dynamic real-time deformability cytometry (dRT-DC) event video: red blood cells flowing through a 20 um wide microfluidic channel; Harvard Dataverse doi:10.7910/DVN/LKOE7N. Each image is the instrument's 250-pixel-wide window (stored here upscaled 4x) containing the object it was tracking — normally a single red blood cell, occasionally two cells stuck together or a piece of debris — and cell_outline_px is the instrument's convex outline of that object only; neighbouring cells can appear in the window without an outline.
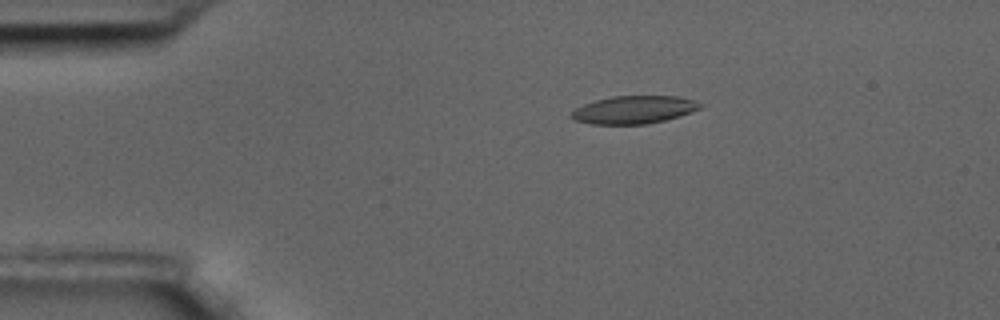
{"species": "common noctule bat (a hibernating species)", "species_latin": "Nyctalus noctula", "temperature_condition": "room temperature", "stored_images_in_passage": 59, "camera_frame_rate_fps": 3000, "um_per_image_px": 0.085, "animal": {"sex": "male", "body_mass_g": 17.5, "forearm_length_mm": 52.3}, "frame": {"image": 1, "passage_image": 12, "time_ms": 3.667, "image_size_px": [1000, 320], "cell_outline_px": [[704, 104], [700, 108], [692, 112], [680, 116], [664, 120], [644, 124], [592, 124], [572, 120], [568, 116], [576, 108], [584, 104], [596, 100], [612, 96], [680, 96], [696, 100]], "centroid_in_image_um": [53.89, 9.32], "position_along_channel_um": 31.1, "area_um2": 21.04}}
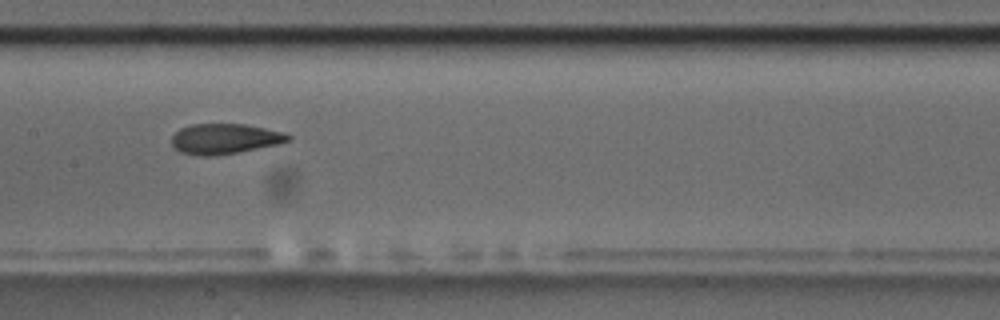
{"frame": {"image": 2, "passage_image": 30, "time_ms": 9.667, "image_size_px": [1000, 320], "cell_outline_px": [[292, 140], [280, 144], [216, 156], [200, 156], [180, 152], [172, 144], [172, 136], [180, 128], [192, 124], [244, 124], [284, 132], [292, 136]], "centroid_in_image_um": [19.13, 11.8], "position_along_channel_um": 188.3, "area_um2": 20.63}}
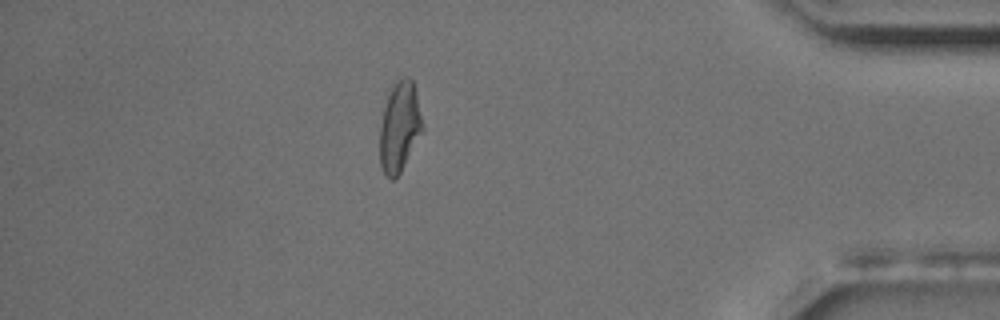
{"frame": {"image": 3, "passage_image": 52, "time_ms": 17.0, "image_size_px": [1000, 320], "cell_outline_px": [[424, 128], [400, 172], [392, 180], [384, 172], [380, 164], [380, 124], [384, 108], [392, 84], [396, 80], [404, 76], [408, 76], [412, 80], [416, 92]], "centroid_in_image_um": [33.96, 10.74], "position_along_channel_um": 401.2, "area_um2": 22.14}, "authors_computed_cell_mechanics": {"area_um2": 21.4438, "velocity_mm_per_s": 3.4423, "shape_relaxation_time_tau1_ms": 7.1218, "shape_relaxation_time_tau2_ms": 1.9157, "deformation_change_tau1": 0.1782, "deformation_change_tau2": 0.0884}}